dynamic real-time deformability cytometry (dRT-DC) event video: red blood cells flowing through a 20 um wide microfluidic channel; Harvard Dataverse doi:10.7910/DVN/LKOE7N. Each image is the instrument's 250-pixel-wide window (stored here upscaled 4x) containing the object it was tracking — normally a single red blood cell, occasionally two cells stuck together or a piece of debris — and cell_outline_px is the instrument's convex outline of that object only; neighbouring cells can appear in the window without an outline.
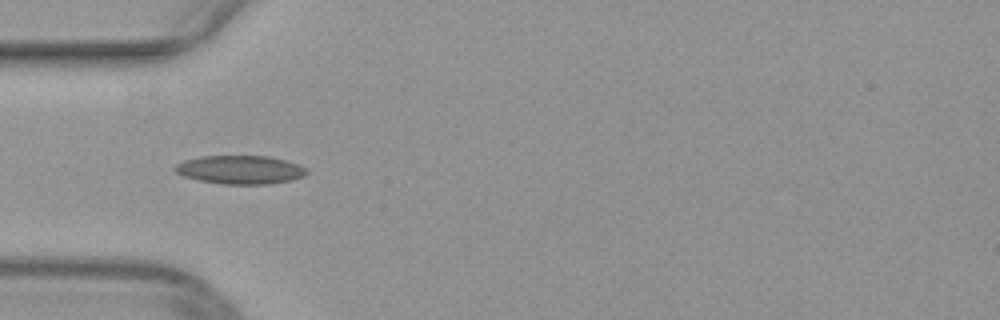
{"species": "common noctule bat (a hibernating species)", "species_latin": "Nyctalus noctula", "temperature_condition": "warm", "stored_images_in_passage": 39, "camera_frame_rate_fps": 3000, "um_per_image_px": 0.085, "animal": {"sex": "female", "body_mass_g": 29.2, "forearm_length_mm": 56.3}, "frame": {"image": 1, "passage_image": 5, "time_ms": 1.333, "image_size_px": [1000, 320], "cell_outline_px": [[308, 172], [304, 176], [292, 180], [272, 184], [220, 184], [200, 180], [184, 176], [176, 172], [172, 168], [176, 164], [184, 160], [200, 156], [268, 156], [300, 164], [308, 168]], "centroid_in_image_um": [20.44, 14.43], "position_along_channel_um": 64.6, "area_um2": 22.08}}
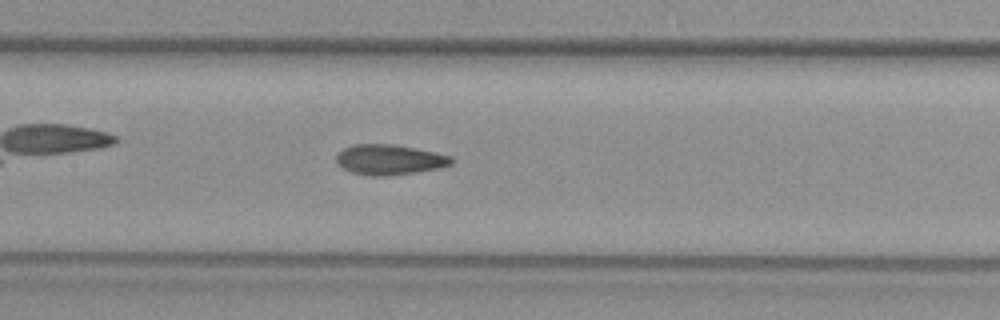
{"frame": {"image": 2, "passage_image": 13, "time_ms": 4.0, "image_size_px": [1000, 320], "cell_outline_px": [[456, 160], [452, 164], [436, 168], [416, 172], [384, 176], [372, 176], [352, 172], [344, 168], [336, 160], [336, 156], [344, 148], [352, 144], [392, 144], [452, 156]], "centroid_in_image_um": [33.11, 13.57], "position_along_channel_um": 174.3, "area_um2": 19.94}}
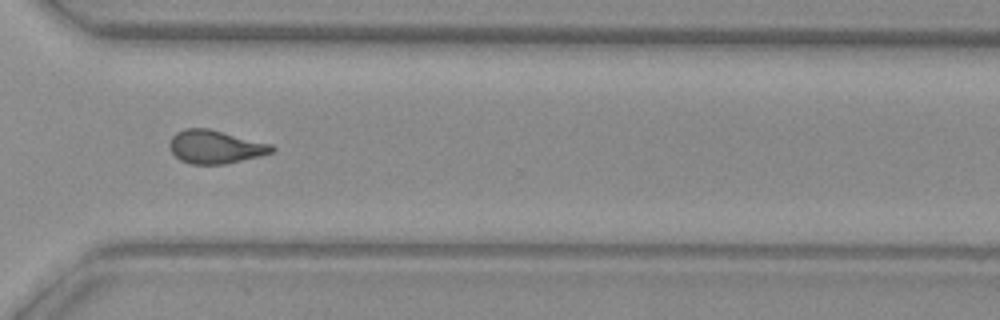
{"frame": {"image": 3, "passage_image": 26, "time_ms": 8.333, "image_size_px": [1000, 320], "cell_outline_px": [[276, 148], [272, 152], [260, 156], [224, 164], [192, 164], [180, 160], [168, 148], [168, 144], [172, 136], [176, 132], [184, 128], [208, 128], [272, 144]], "centroid_in_image_um": [18.28, 12.47], "position_along_channel_um": 352.3, "area_um2": 19.88}}